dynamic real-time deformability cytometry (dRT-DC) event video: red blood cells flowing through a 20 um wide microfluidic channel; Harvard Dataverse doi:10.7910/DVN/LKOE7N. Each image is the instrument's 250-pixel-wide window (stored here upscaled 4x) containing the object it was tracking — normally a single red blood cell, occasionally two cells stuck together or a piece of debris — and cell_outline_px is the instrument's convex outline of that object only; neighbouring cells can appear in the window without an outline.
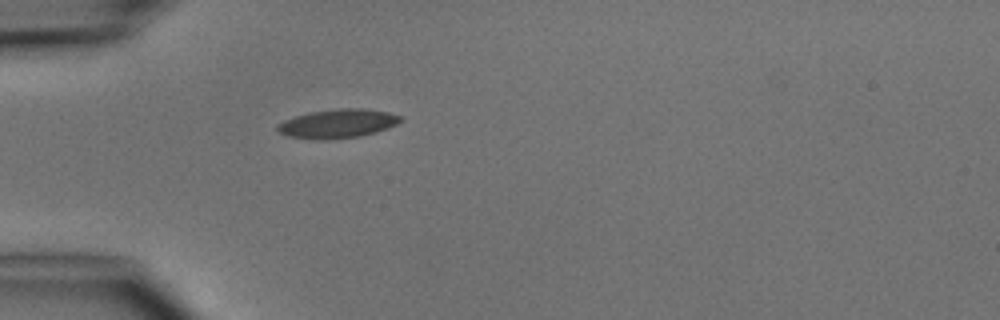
{"species": "common noctule bat (a hibernating species)", "species_latin": "Nyctalus noctula", "temperature_condition": "cold", "stored_images_in_passage": 1, "camera_frame_rate_fps": 3000, "um_per_image_px": 0.085, "animal": {"sex": "male", "body_mass_g": 15.6}, "frame": {"image": 1, "passage_image": 1, "time_ms": 0.0, "image_size_px": [1000, 320], "cell_outline_px": [[404, 120], [388, 128], [360, 136], [324, 140], [316, 140], [288, 136], [280, 132], [276, 128], [276, 124], [284, 120], [308, 112], [340, 108], [360, 108], [388, 112], [400, 116]], "centroid_in_image_um": [28.68, 10.5], "position_along_channel_um": 56.3, "area_um2": 20.69}}